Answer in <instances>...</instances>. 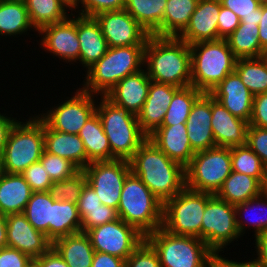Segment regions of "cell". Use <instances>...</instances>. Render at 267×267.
<instances>
[{
  "instance_id": "cell-41",
  "label": "cell",
  "mask_w": 267,
  "mask_h": 267,
  "mask_svg": "<svg viewBox=\"0 0 267 267\" xmlns=\"http://www.w3.org/2000/svg\"><path fill=\"white\" fill-rule=\"evenodd\" d=\"M231 165L232 171L252 176L262 183L266 168L248 145L231 147Z\"/></svg>"
},
{
  "instance_id": "cell-63",
  "label": "cell",
  "mask_w": 267,
  "mask_h": 267,
  "mask_svg": "<svg viewBox=\"0 0 267 267\" xmlns=\"http://www.w3.org/2000/svg\"><path fill=\"white\" fill-rule=\"evenodd\" d=\"M27 267H41L40 263L36 259H32Z\"/></svg>"
},
{
  "instance_id": "cell-64",
  "label": "cell",
  "mask_w": 267,
  "mask_h": 267,
  "mask_svg": "<svg viewBox=\"0 0 267 267\" xmlns=\"http://www.w3.org/2000/svg\"><path fill=\"white\" fill-rule=\"evenodd\" d=\"M261 4H267V0H258Z\"/></svg>"
},
{
  "instance_id": "cell-10",
  "label": "cell",
  "mask_w": 267,
  "mask_h": 267,
  "mask_svg": "<svg viewBox=\"0 0 267 267\" xmlns=\"http://www.w3.org/2000/svg\"><path fill=\"white\" fill-rule=\"evenodd\" d=\"M231 172V148L215 146L199 151L185 168L186 187L216 195Z\"/></svg>"
},
{
  "instance_id": "cell-43",
  "label": "cell",
  "mask_w": 267,
  "mask_h": 267,
  "mask_svg": "<svg viewBox=\"0 0 267 267\" xmlns=\"http://www.w3.org/2000/svg\"><path fill=\"white\" fill-rule=\"evenodd\" d=\"M39 162L44 166L47 171L46 173L50 176L53 182L68 179L80 171V169L71 161L50 154L45 150L43 151Z\"/></svg>"
},
{
  "instance_id": "cell-1",
  "label": "cell",
  "mask_w": 267,
  "mask_h": 267,
  "mask_svg": "<svg viewBox=\"0 0 267 267\" xmlns=\"http://www.w3.org/2000/svg\"><path fill=\"white\" fill-rule=\"evenodd\" d=\"M131 171L164 204L186 186L185 168L146 139L129 161Z\"/></svg>"
},
{
  "instance_id": "cell-26",
  "label": "cell",
  "mask_w": 267,
  "mask_h": 267,
  "mask_svg": "<svg viewBox=\"0 0 267 267\" xmlns=\"http://www.w3.org/2000/svg\"><path fill=\"white\" fill-rule=\"evenodd\" d=\"M44 149L46 152L65 158L80 170L87 166L84 143L78 135L50 129L44 123Z\"/></svg>"
},
{
  "instance_id": "cell-6",
  "label": "cell",
  "mask_w": 267,
  "mask_h": 267,
  "mask_svg": "<svg viewBox=\"0 0 267 267\" xmlns=\"http://www.w3.org/2000/svg\"><path fill=\"white\" fill-rule=\"evenodd\" d=\"M191 53V86L210 93L228 74L235 71L237 58L226 39L189 45Z\"/></svg>"
},
{
  "instance_id": "cell-14",
  "label": "cell",
  "mask_w": 267,
  "mask_h": 267,
  "mask_svg": "<svg viewBox=\"0 0 267 267\" xmlns=\"http://www.w3.org/2000/svg\"><path fill=\"white\" fill-rule=\"evenodd\" d=\"M86 234L96 252L107 253L124 260L145 239V236L134 226L127 224L120 218L89 229Z\"/></svg>"
},
{
  "instance_id": "cell-18",
  "label": "cell",
  "mask_w": 267,
  "mask_h": 267,
  "mask_svg": "<svg viewBox=\"0 0 267 267\" xmlns=\"http://www.w3.org/2000/svg\"><path fill=\"white\" fill-rule=\"evenodd\" d=\"M211 127L216 146L235 147L247 145L249 123L233 116L211 95Z\"/></svg>"
},
{
  "instance_id": "cell-37",
  "label": "cell",
  "mask_w": 267,
  "mask_h": 267,
  "mask_svg": "<svg viewBox=\"0 0 267 267\" xmlns=\"http://www.w3.org/2000/svg\"><path fill=\"white\" fill-rule=\"evenodd\" d=\"M235 72L253 95L267 92V55L237 59Z\"/></svg>"
},
{
  "instance_id": "cell-22",
  "label": "cell",
  "mask_w": 267,
  "mask_h": 267,
  "mask_svg": "<svg viewBox=\"0 0 267 267\" xmlns=\"http://www.w3.org/2000/svg\"><path fill=\"white\" fill-rule=\"evenodd\" d=\"M211 118V94L202 93L194 102L186 122L187 137L195 153L216 146Z\"/></svg>"
},
{
  "instance_id": "cell-47",
  "label": "cell",
  "mask_w": 267,
  "mask_h": 267,
  "mask_svg": "<svg viewBox=\"0 0 267 267\" xmlns=\"http://www.w3.org/2000/svg\"><path fill=\"white\" fill-rule=\"evenodd\" d=\"M81 5V8L78 9ZM126 0H78L77 6L72 10L75 11L76 8L80 11L78 15L94 17L99 13L107 11H116L124 9Z\"/></svg>"
},
{
  "instance_id": "cell-19",
  "label": "cell",
  "mask_w": 267,
  "mask_h": 267,
  "mask_svg": "<svg viewBox=\"0 0 267 267\" xmlns=\"http://www.w3.org/2000/svg\"><path fill=\"white\" fill-rule=\"evenodd\" d=\"M220 0H199L185 30L178 36L188 45L218 40Z\"/></svg>"
},
{
  "instance_id": "cell-50",
  "label": "cell",
  "mask_w": 267,
  "mask_h": 267,
  "mask_svg": "<svg viewBox=\"0 0 267 267\" xmlns=\"http://www.w3.org/2000/svg\"><path fill=\"white\" fill-rule=\"evenodd\" d=\"M249 125L267 128V92L254 95Z\"/></svg>"
},
{
  "instance_id": "cell-15",
  "label": "cell",
  "mask_w": 267,
  "mask_h": 267,
  "mask_svg": "<svg viewBox=\"0 0 267 267\" xmlns=\"http://www.w3.org/2000/svg\"><path fill=\"white\" fill-rule=\"evenodd\" d=\"M94 18L108 47L146 45L150 34L125 9L102 12Z\"/></svg>"
},
{
  "instance_id": "cell-42",
  "label": "cell",
  "mask_w": 267,
  "mask_h": 267,
  "mask_svg": "<svg viewBox=\"0 0 267 267\" xmlns=\"http://www.w3.org/2000/svg\"><path fill=\"white\" fill-rule=\"evenodd\" d=\"M86 183L85 172L80 170L68 179L54 181L48 192L55 200L77 203Z\"/></svg>"
},
{
  "instance_id": "cell-39",
  "label": "cell",
  "mask_w": 267,
  "mask_h": 267,
  "mask_svg": "<svg viewBox=\"0 0 267 267\" xmlns=\"http://www.w3.org/2000/svg\"><path fill=\"white\" fill-rule=\"evenodd\" d=\"M202 94L194 86L180 88L173 96L170 106L166 110L161 126H173L186 123L191 108L196 99Z\"/></svg>"
},
{
  "instance_id": "cell-62",
  "label": "cell",
  "mask_w": 267,
  "mask_h": 267,
  "mask_svg": "<svg viewBox=\"0 0 267 267\" xmlns=\"http://www.w3.org/2000/svg\"><path fill=\"white\" fill-rule=\"evenodd\" d=\"M61 1L64 2L72 11V9H74L77 6L78 0H61Z\"/></svg>"
},
{
  "instance_id": "cell-54",
  "label": "cell",
  "mask_w": 267,
  "mask_h": 267,
  "mask_svg": "<svg viewBox=\"0 0 267 267\" xmlns=\"http://www.w3.org/2000/svg\"><path fill=\"white\" fill-rule=\"evenodd\" d=\"M91 267H125V260L107 253L95 251Z\"/></svg>"
},
{
  "instance_id": "cell-17",
  "label": "cell",
  "mask_w": 267,
  "mask_h": 267,
  "mask_svg": "<svg viewBox=\"0 0 267 267\" xmlns=\"http://www.w3.org/2000/svg\"><path fill=\"white\" fill-rule=\"evenodd\" d=\"M7 247L36 259L52 247L45 233L35 229L23 213L7 215Z\"/></svg>"
},
{
  "instance_id": "cell-12",
  "label": "cell",
  "mask_w": 267,
  "mask_h": 267,
  "mask_svg": "<svg viewBox=\"0 0 267 267\" xmlns=\"http://www.w3.org/2000/svg\"><path fill=\"white\" fill-rule=\"evenodd\" d=\"M74 93L73 97H68V100L61 102L60 105L57 104L41 116L39 114L38 117L50 129L78 135L87 120L96 113L97 103L94 100L96 95L82 88L76 89Z\"/></svg>"
},
{
  "instance_id": "cell-36",
  "label": "cell",
  "mask_w": 267,
  "mask_h": 267,
  "mask_svg": "<svg viewBox=\"0 0 267 267\" xmlns=\"http://www.w3.org/2000/svg\"><path fill=\"white\" fill-rule=\"evenodd\" d=\"M34 31L62 22L69 17L70 8L61 0H24ZM68 9V10H66Z\"/></svg>"
},
{
  "instance_id": "cell-46",
  "label": "cell",
  "mask_w": 267,
  "mask_h": 267,
  "mask_svg": "<svg viewBox=\"0 0 267 267\" xmlns=\"http://www.w3.org/2000/svg\"><path fill=\"white\" fill-rule=\"evenodd\" d=\"M46 172L44 166L37 161L26 168L21 175L33 192H48L53 181Z\"/></svg>"
},
{
  "instance_id": "cell-8",
  "label": "cell",
  "mask_w": 267,
  "mask_h": 267,
  "mask_svg": "<svg viewBox=\"0 0 267 267\" xmlns=\"http://www.w3.org/2000/svg\"><path fill=\"white\" fill-rule=\"evenodd\" d=\"M161 267H210L214 252L197 237L178 236L158 228L145 236Z\"/></svg>"
},
{
  "instance_id": "cell-59",
  "label": "cell",
  "mask_w": 267,
  "mask_h": 267,
  "mask_svg": "<svg viewBox=\"0 0 267 267\" xmlns=\"http://www.w3.org/2000/svg\"><path fill=\"white\" fill-rule=\"evenodd\" d=\"M258 30L260 45L267 52V4H262V16Z\"/></svg>"
},
{
  "instance_id": "cell-4",
  "label": "cell",
  "mask_w": 267,
  "mask_h": 267,
  "mask_svg": "<svg viewBox=\"0 0 267 267\" xmlns=\"http://www.w3.org/2000/svg\"><path fill=\"white\" fill-rule=\"evenodd\" d=\"M117 213L144 236L162 227L163 203L132 171L125 179Z\"/></svg>"
},
{
  "instance_id": "cell-11",
  "label": "cell",
  "mask_w": 267,
  "mask_h": 267,
  "mask_svg": "<svg viewBox=\"0 0 267 267\" xmlns=\"http://www.w3.org/2000/svg\"><path fill=\"white\" fill-rule=\"evenodd\" d=\"M239 237L235 205L213 195L207 201L202 217L201 240L214 253H219Z\"/></svg>"
},
{
  "instance_id": "cell-55",
  "label": "cell",
  "mask_w": 267,
  "mask_h": 267,
  "mask_svg": "<svg viewBox=\"0 0 267 267\" xmlns=\"http://www.w3.org/2000/svg\"><path fill=\"white\" fill-rule=\"evenodd\" d=\"M36 260L40 263L41 267H69L53 247L36 258Z\"/></svg>"
},
{
  "instance_id": "cell-57",
  "label": "cell",
  "mask_w": 267,
  "mask_h": 267,
  "mask_svg": "<svg viewBox=\"0 0 267 267\" xmlns=\"http://www.w3.org/2000/svg\"><path fill=\"white\" fill-rule=\"evenodd\" d=\"M210 267H259L255 260H250L244 262H235L234 260H228L219 255V253H214Z\"/></svg>"
},
{
  "instance_id": "cell-40",
  "label": "cell",
  "mask_w": 267,
  "mask_h": 267,
  "mask_svg": "<svg viewBox=\"0 0 267 267\" xmlns=\"http://www.w3.org/2000/svg\"><path fill=\"white\" fill-rule=\"evenodd\" d=\"M235 210H236V215H237V227H238V230L241 236H243V234L247 230V226L249 227V225H251V227L254 228L255 230L254 237L258 236L259 234H263L264 232L267 231V197L261 194L255 198L249 199L248 201L244 203L235 205ZM253 210L254 212L255 210L260 211L259 213L261 215L258 213L259 214L258 217L254 218V216H252L250 217V219L248 218L249 216L247 215V218L249 219V221L248 219L243 218V215L241 216V214H244L245 216L248 213V211H253ZM252 218L254 219L252 220Z\"/></svg>"
},
{
  "instance_id": "cell-53",
  "label": "cell",
  "mask_w": 267,
  "mask_h": 267,
  "mask_svg": "<svg viewBox=\"0 0 267 267\" xmlns=\"http://www.w3.org/2000/svg\"><path fill=\"white\" fill-rule=\"evenodd\" d=\"M32 259L17 249L5 247L0 249V267H27Z\"/></svg>"
},
{
  "instance_id": "cell-33",
  "label": "cell",
  "mask_w": 267,
  "mask_h": 267,
  "mask_svg": "<svg viewBox=\"0 0 267 267\" xmlns=\"http://www.w3.org/2000/svg\"><path fill=\"white\" fill-rule=\"evenodd\" d=\"M81 232V219L77 204L55 200L52 204L50 240Z\"/></svg>"
},
{
  "instance_id": "cell-31",
  "label": "cell",
  "mask_w": 267,
  "mask_h": 267,
  "mask_svg": "<svg viewBox=\"0 0 267 267\" xmlns=\"http://www.w3.org/2000/svg\"><path fill=\"white\" fill-rule=\"evenodd\" d=\"M167 0H126L124 9L150 34L161 36Z\"/></svg>"
},
{
  "instance_id": "cell-45",
  "label": "cell",
  "mask_w": 267,
  "mask_h": 267,
  "mask_svg": "<svg viewBox=\"0 0 267 267\" xmlns=\"http://www.w3.org/2000/svg\"><path fill=\"white\" fill-rule=\"evenodd\" d=\"M125 267H161L157 252L144 239L125 260Z\"/></svg>"
},
{
  "instance_id": "cell-5",
  "label": "cell",
  "mask_w": 267,
  "mask_h": 267,
  "mask_svg": "<svg viewBox=\"0 0 267 267\" xmlns=\"http://www.w3.org/2000/svg\"><path fill=\"white\" fill-rule=\"evenodd\" d=\"M96 112L100 117L111 148V160L130 161L148 138L141 130L137 116L101 96Z\"/></svg>"
},
{
  "instance_id": "cell-29",
  "label": "cell",
  "mask_w": 267,
  "mask_h": 267,
  "mask_svg": "<svg viewBox=\"0 0 267 267\" xmlns=\"http://www.w3.org/2000/svg\"><path fill=\"white\" fill-rule=\"evenodd\" d=\"M78 136L84 143L87 165L93 161L111 160L109 140L103 130L100 117L93 114L80 129Z\"/></svg>"
},
{
  "instance_id": "cell-51",
  "label": "cell",
  "mask_w": 267,
  "mask_h": 267,
  "mask_svg": "<svg viewBox=\"0 0 267 267\" xmlns=\"http://www.w3.org/2000/svg\"><path fill=\"white\" fill-rule=\"evenodd\" d=\"M239 17L232 11L223 6L220 8L218 16V39H225L240 24Z\"/></svg>"
},
{
  "instance_id": "cell-20",
  "label": "cell",
  "mask_w": 267,
  "mask_h": 267,
  "mask_svg": "<svg viewBox=\"0 0 267 267\" xmlns=\"http://www.w3.org/2000/svg\"><path fill=\"white\" fill-rule=\"evenodd\" d=\"M210 94L233 116L249 123L254 95L242 83L235 71L228 74Z\"/></svg>"
},
{
  "instance_id": "cell-60",
  "label": "cell",
  "mask_w": 267,
  "mask_h": 267,
  "mask_svg": "<svg viewBox=\"0 0 267 267\" xmlns=\"http://www.w3.org/2000/svg\"><path fill=\"white\" fill-rule=\"evenodd\" d=\"M7 216L0 213V249L7 247Z\"/></svg>"
},
{
  "instance_id": "cell-48",
  "label": "cell",
  "mask_w": 267,
  "mask_h": 267,
  "mask_svg": "<svg viewBox=\"0 0 267 267\" xmlns=\"http://www.w3.org/2000/svg\"><path fill=\"white\" fill-rule=\"evenodd\" d=\"M118 218L116 209L102 204L99 209L88 211V214L81 219V232L86 233L89 229L112 222Z\"/></svg>"
},
{
  "instance_id": "cell-23",
  "label": "cell",
  "mask_w": 267,
  "mask_h": 267,
  "mask_svg": "<svg viewBox=\"0 0 267 267\" xmlns=\"http://www.w3.org/2000/svg\"><path fill=\"white\" fill-rule=\"evenodd\" d=\"M150 83L146 69H142L120 80L105 96L137 116L147 99Z\"/></svg>"
},
{
  "instance_id": "cell-16",
  "label": "cell",
  "mask_w": 267,
  "mask_h": 267,
  "mask_svg": "<svg viewBox=\"0 0 267 267\" xmlns=\"http://www.w3.org/2000/svg\"><path fill=\"white\" fill-rule=\"evenodd\" d=\"M71 15L73 16L71 18ZM43 35L40 47L68 62H77L80 58V46L77 35V17L70 16L58 23L46 25L38 31Z\"/></svg>"
},
{
  "instance_id": "cell-56",
  "label": "cell",
  "mask_w": 267,
  "mask_h": 267,
  "mask_svg": "<svg viewBox=\"0 0 267 267\" xmlns=\"http://www.w3.org/2000/svg\"><path fill=\"white\" fill-rule=\"evenodd\" d=\"M255 238V250L258 257L254 260L259 267H267V231Z\"/></svg>"
},
{
  "instance_id": "cell-65",
  "label": "cell",
  "mask_w": 267,
  "mask_h": 267,
  "mask_svg": "<svg viewBox=\"0 0 267 267\" xmlns=\"http://www.w3.org/2000/svg\"><path fill=\"white\" fill-rule=\"evenodd\" d=\"M0 1H24V0H0Z\"/></svg>"
},
{
  "instance_id": "cell-2",
  "label": "cell",
  "mask_w": 267,
  "mask_h": 267,
  "mask_svg": "<svg viewBox=\"0 0 267 267\" xmlns=\"http://www.w3.org/2000/svg\"><path fill=\"white\" fill-rule=\"evenodd\" d=\"M144 68L152 81L179 88L191 86L190 47L178 37L149 35Z\"/></svg>"
},
{
  "instance_id": "cell-52",
  "label": "cell",
  "mask_w": 267,
  "mask_h": 267,
  "mask_svg": "<svg viewBox=\"0 0 267 267\" xmlns=\"http://www.w3.org/2000/svg\"><path fill=\"white\" fill-rule=\"evenodd\" d=\"M77 204L80 219H82L88 211H95L102 205L98 194L87 183L84 186Z\"/></svg>"
},
{
  "instance_id": "cell-3",
  "label": "cell",
  "mask_w": 267,
  "mask_h": 267,
  "mask_svg": "<svg viewBox=\"0 0 267 267\" xmlns=\"http://www.w3.org/2000/svg\"><path fill=\"white\" fill-rule=\"evenodd\" d=\"M144 48L145 45L108 47L106 53L85 71L82 89L105 96L120 80L143 69Z\"/></svg>"
},
{
  "instance_id": "cell-35",
  "label": "cell",
  "mask_w": 267,
  "mask_h": 267,
  "mask_svg": "<svg viewBox=\"0 0 267 267\" xmlns=\"http://www.w3.org/2000/svg\"><path fill=\"white\" fill-rule=\"evenodd\" d=\"M34 29L24 1H0V35L16 36ZM29 29V30H28Z\"/></svg>"
},
{
  "instance_id": "cell-30",
  "label": "cell",
  "mask_w": 267,
  "mask_h": 267,
  "mask_svg": "<svg viewBox=\"0 0 267 267\" xmlns=\"http://www.w3.org/2000/svg\"><path fill=\"white\" fill-rule=\"evenodd\" d=\"M262 183L249 175L232 171L216 196L232 205L244 203L261 195Z\"/></svg>"
},
{
  "instance_id": "cell-7",
  "label": "cell",
  "mask_w": 267,
  "mask_h": 267,
  "mask_svg": "<svg viewBox=\"0 0 267 267\" xmlns=\"http://www.w3.org/2000/svg\"><path fill=\"white\" fill-rule=\"evenodd\" d=\"M44 150V122L38 115L35 114L26 122L17 120L7 137L0 158V171L21 174L39 161Z\"/></svg>"
},
{
  "instance_id": "cell-38",
  "label": "cell",
  "mask_w": 267,
  "mask_h": 267,
  "mask_svg": "<svg viewBox=\"0 0 267 267\" xmlns=\"http://www.w3.org/2000/svg\"><path fill=\"white\" fill-rule=\"evenodd\" d=\"M55 199L49 192H32L23 214L28 222L50 239L52 204Z\"/></svg>"
},
{
  "instance_id": "cell-34",
  "label": "cell",
  "mask_w": 267,
  "mask_h": 267,
  "mask_svg": "<svg viewBox=\"0 0 267 267\" xmlns=\"http://www.w3.org/2000/svg\"><path fill=\"white\" fill-rule=\"evenodd\" d=\"M199 0H167L161 37H178L187 27Z\"/></svg>"
},
{
  "instance_id": "cell-61",
  "label": "cell",
  "mask_w": 267,
  "mask_h": 267,
  "mask_svg": "<svg viewBox=\"0 0 267 267\" xmlns=\"http://www.w3.org/2000/svg\"><path fill=\"white\" fill-rule=\"evenodd\" d=\"M261 194L267 197V169L265 170V174L263 176V181L261 185Z\"/></svg>"
},
{
  "instance_id": "cell-28",
  "label": "cell",
  "mask_w": 267,
  "mask_h": 267,
  "mask_svg": "<svg viewBox=\"0 0 267 267\" xmlns=\"http://www.w3.org/2000/svg\"><path fill=\"white\" fill-rule=\"evenodd\" d=\"M52 247L69 267H91L95 250L85 232L60 237Z\"/></svg>"
},
{
  "instance_id": "cell-49",
  "label": "cell",
  "mask_w": 267,
  "mask_h": 267,
  "mask_svg": "<svg viewBox=\"0 0 267 267\" xmlns=\"http://www.w3.org/2000/svg\"><path fill=\"white\" fill-rule=\"evenodd\" d=\"M247 145L261 159L267 169V128L249 125Z\"/></svg>"
},
{
  "instance_id": "cell-44",
  "label": "cell",
  "mask_w": 267,
  "mask_h": 267,
  "mask_svg": "<svg viewBox=\"0 0 267 267\" xmlns=\"http://www.w3.org/2000/svg\"><path fill=\"white\" fill-rule=\"evenodd\" d=\"M221 5L232 10L241 23L258 24L262 16V4L258 0H220Z\"/></svg>"
},
{
  "instance_id": "cell-21",
  "label": "cell",
  "mask_w": 267,
  "mask_h": 267,
  "mask_svg": "<svg viewBox=\"0 0 267 267\" xmlns=\"http://www.w3.org/2000/svg\"><path fill=\"white\" fill-rule=\"evenodd\" d=\"M179 89V87L170 84L151 80L147 99L137 114L140 128L147 136L162 125L166 110Z\"/></svg>"
},
{
  "instance_id": "cell-58",
  "label": "cell",
  "mask_w": 267,
  "mask_h": 267,
  "mask_svg": "<svg viewBox=\"0 0 267 267\" xmlns=\"http://www.w3.org/2000/svg\"><path fill=\"white\" fill-rule=\"evenodd\" d=\"M6 114L0 113V158L3 154L7 137L13 125L16 123V118L5 116Z\"/></svg>"
},
{
  "instance_id": "cell-27",
  "label": "cell",
  "mask_w": 267,
  "mask_h": 267,
  "mask_svg": "<svg viewBox=\"0 0 267 267\" xmlns=\"http://www.w3.org/2000/svg\"><path fill=\"white\" fill-rule=\"evenodd\" d=\"M32 192L21 174L0 171V213H23Z\"/></svg>"
},
{
  "instance_id": "cell-9",
  "label": "cell",
  "mask_w": 267,
  "mask_h": 267,
  "mask_svg": "<svg viewBox=\"0 0 267 267\" xmlns=\"http://www.w3.org/2000/svg\"><path fill=\"white\" fill-rule=\"evenodd\" d=\"M210 193L195 191L186 186L163 204L162 228L178 236L201 239L202 217Z\"/></svg>"
},
{
  "instance_id": "cell-13",
  "label": "cell",
  "mask_w": 267,
  "mask_h": 267,
  "mask_svg": "<svg viewBox=\"0 0 267 267\" xmlns=\"http://www.w3.org/2000/svg\"><path fill=\"white\" fill-rule=\"evenodd\" d=\"M83 171L87 184L98 194L101 203L117 210L125 179L131 172L130 162L121 159L93 161Z\"/></svg>"
},
{
  "instance_id": "cell-32",
  "label": "cell",
  "mask_w": 267,
  "mask_h": 267,
  "mask_svg": "<svg viewBox=\"0 0 267 267\" xmlns=\"http://www.w3.org/2000/svg\"><path fill=\"white\" fill-rule=\"evenodd\" d=\"M258 28V24L240 22L234 32L225 38L237 59L267 55V52L260 45Z\"/></svg>"
},
{
  "instance_id": "cell-25",
  "label": "cell",
  "mask_w": 267,
  "mask_h": 267,
  "mask_svg": "<svg viewBox=\"0 0 267 267\" xmlns=\"http://www.w3.org/2000/svg\"><path fill=\"white\" fill-rule=\"evenodd\" d=\"M77 35L80 46L79 62L88 70L106 53L108 45L94 17L77 15Z\"/></svg>"
},
{
  "instance_id": "cell-24",
  "label": "cell",
  "mask_w": 267,
  "mask_h": 267,
  "mask_svg": "<svg viewBox=\"0 0 267 267\" xmlns=\"http://www.w3.org/2000/svg\"><path fill=\"white\" fill-rule=\"evenodd\" d=\"M148 139L171 160L181 164L184 168L190 164L195 154L187 137L186 123L173 126H160L148 136Z\"/></svg>"
}]
</instances>
